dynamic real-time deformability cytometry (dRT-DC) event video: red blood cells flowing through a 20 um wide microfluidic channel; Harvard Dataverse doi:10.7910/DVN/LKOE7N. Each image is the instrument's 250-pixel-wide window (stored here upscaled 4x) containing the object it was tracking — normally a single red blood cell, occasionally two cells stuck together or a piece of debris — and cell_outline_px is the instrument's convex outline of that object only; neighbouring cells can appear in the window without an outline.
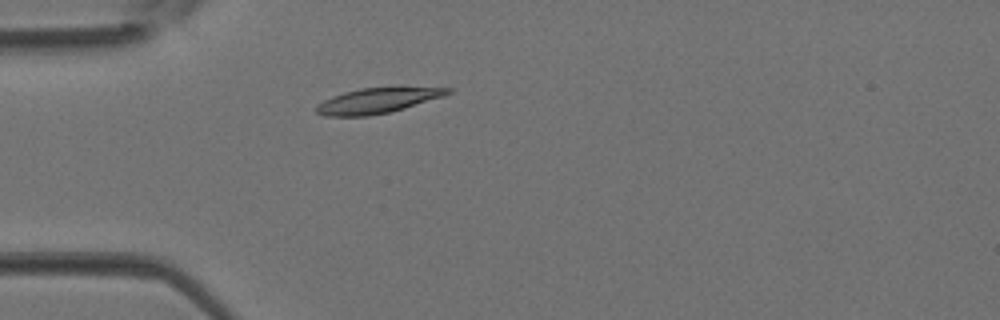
{"species": "Egyptian fruit bat (a non-hibernating species)", "species_latin": "Rousettus aegyptiacus", "temperature_condition": "room temperature", "stored_images_in_passage": 1, "camera_frame_rate_fps": 3000, "um_per_image_px": 0.085, "animal": {"sex": "female"}, "frame": {"image": 1, "passage_image": 1, "time_ms": 0.0, "image_size_px": [1000, 320], "cell_outline_px": [[452, 92], [444, 96], [404, 108], [388, 112], [368, 116], [324, 116], [316, 112], [316, 108], [324, 100], [332, 96], [344, 92], [360, 88], [400, 84], [452, 88]], "centroid_in_image_um": [32.2, 8.48], "position_along_channel_um": 52.8, "area_um2": 20.17}}